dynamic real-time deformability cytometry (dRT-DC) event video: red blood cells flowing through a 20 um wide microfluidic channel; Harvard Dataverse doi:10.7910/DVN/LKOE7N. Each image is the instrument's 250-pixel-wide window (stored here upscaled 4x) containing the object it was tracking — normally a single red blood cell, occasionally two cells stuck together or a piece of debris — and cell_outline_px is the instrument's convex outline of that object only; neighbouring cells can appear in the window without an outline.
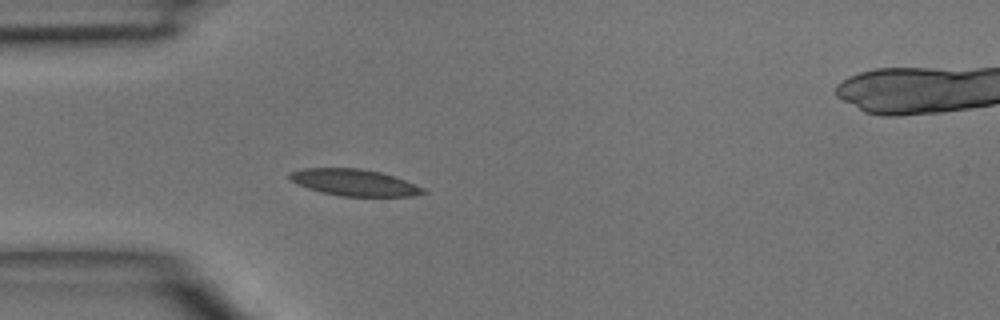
{"species": "common noctule bat (a hibernating species)", "species_latin": "Nyctalus noctula", "temperature_condition": "room temperature", "stored_images_in_passage": 4, "camera_frame_rate_fps": 3000, "um_per_image_px": 0.085, "animal": {"sex": "male", "body_mass_g": 15.6}, "frame": {"image": 1, "passage_image": 3, "time_ms": 0.667, "image_size_px": [1000, 320], "cell_outline_px": [[428, 192], [412, 196], [340, 196], [320, 192], [308, 188], [292, 180], [288, 176], [288, 172], [300, 168], [360, 168], [380, 172], [396, 176], [424, 188]], "centroid_in_image_um": [30.12, 15.5], "position_along_channel_um": 54.9, "area_um2": 20.75}}